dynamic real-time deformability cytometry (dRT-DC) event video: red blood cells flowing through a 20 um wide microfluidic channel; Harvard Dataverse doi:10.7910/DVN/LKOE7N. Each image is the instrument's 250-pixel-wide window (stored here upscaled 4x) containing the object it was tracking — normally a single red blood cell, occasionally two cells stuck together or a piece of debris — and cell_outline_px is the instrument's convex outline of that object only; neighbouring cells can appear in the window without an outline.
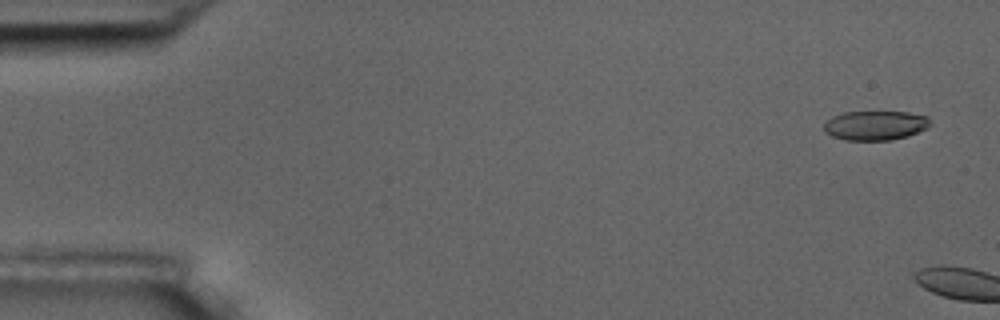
{"species": "common noctule bat (a hibernating species)", "species_latin": "Nyctalus noctula", "temperature_condition": "room temperature", "stored_images_in_passage": 2, "camera_frame_rate_fps": 3000, "um_per_image_px": 0.085, "animal": {"sex": "male", "body_mass_g": 17.5, "forearm_length_mm": 52.3}, "frame": {"image": 1, "passage_image": 1, "time_ms": 0.0, "image_size_px": [1000, 320], "cell_outline_px": [[932, 124], [928, 128], [908, 136], [892, 140], [844, 140], [832, 136], [824, 132], [824, 124], [832, 116], [844, 112], [908, 112], [928, 116]], "centroid_in_image_um": [74.43, 10.66], "position_along_channel_um": 10.6, "area_um2": 18.38}}